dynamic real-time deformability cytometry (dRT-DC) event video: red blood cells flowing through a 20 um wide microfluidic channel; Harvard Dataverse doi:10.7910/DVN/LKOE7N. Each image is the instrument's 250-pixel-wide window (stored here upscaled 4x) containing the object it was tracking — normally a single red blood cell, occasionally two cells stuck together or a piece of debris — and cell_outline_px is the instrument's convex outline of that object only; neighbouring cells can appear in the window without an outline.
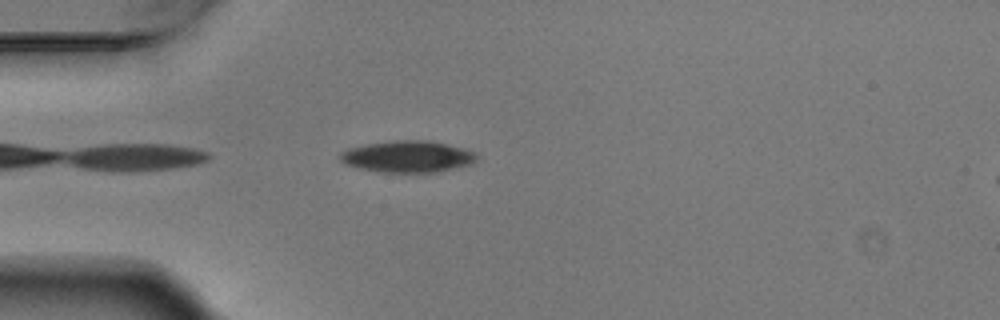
{"species": "Egyptian fruit bat (a non-hibernating species)", "species_latin": "Rousettus aegyptiacus", "temperature_condition": "warm", "stored_images_in_passage": 5, "camera_frame_rate_fps": 3000, "um_per_image_px": 0.085, "animal": {"sex": "male"}, "frame": {"image": 1, "passage_image": 4, "time_ms": 1.0, "image_size_px": [1000, 320], "cell_outline_px": [[480, 160], [472, 164], [432, 172], [380, 172], [360, 168], [344, 164], [336, 156], [340, 152], [348, 148], [368, 144], [396, 140], [428, 140], [448, 144], [464, 148], [476, 152], [480, 156]], "centroid_in_image_um": [34.67, 13.3], "position_along_channel_um": 50.3, "area_um2": 25.37}}